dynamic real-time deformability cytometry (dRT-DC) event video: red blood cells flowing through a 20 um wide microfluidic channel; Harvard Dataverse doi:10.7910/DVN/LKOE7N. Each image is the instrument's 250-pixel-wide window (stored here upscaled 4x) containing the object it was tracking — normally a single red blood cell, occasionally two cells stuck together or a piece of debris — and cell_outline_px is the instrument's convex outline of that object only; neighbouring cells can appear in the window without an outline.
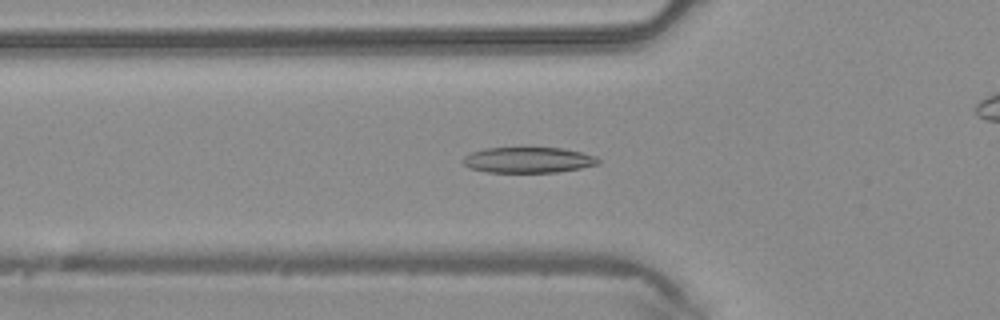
{"species": "common noctule bat (a hibernating species)", "species_latin": "Nyctalus noctula", "temperature_condition": "warm", "stored_images_in_passage": 48, "camera_frame_rate_fps": 3000, "um_per_image_px": 0.085, "animal": {"sex": "male", "body_mass_g": 20.4}, "frame": {"image": 1, "passage_image": 16, "time_ms": 5.0, "image_size_px": [1000, 320], "cell_outline_px": [[600, 164], [580, 168], [556, 172], [488, 172], [468, 168], [464, 164], [464, 156], [472, 152], [484, 148], [524, 144], [564, 148], [596, 156], [600, 160]], "centroid_in_image_um": [44.89, 13.54], "position_along_channel_um": 80.9, "area_um2": 21.33}}
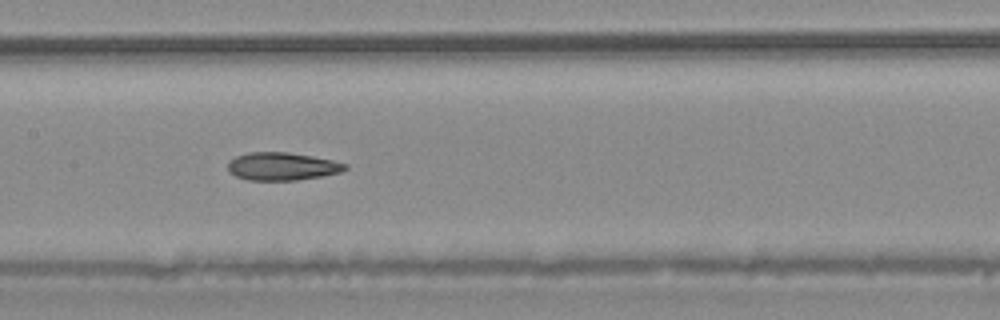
{"frame": {"image": 2, "passage_image": 23, "time_ms": 7.333, "image_size_px": [1000, 320], "cell_outline_px": [[348, 168], [340, 172], [320, 176], [296, 180], [248, 180], [236, 176], [228, 172], [228, 160], [236, 156], [248, 152], [288, 152], [312, 156], [332, 160], [348, 164]], "centroid_in_image_um": [23.95, 14.13], "position_along_channel_um": 183.5, "area_um2": 19.07}}
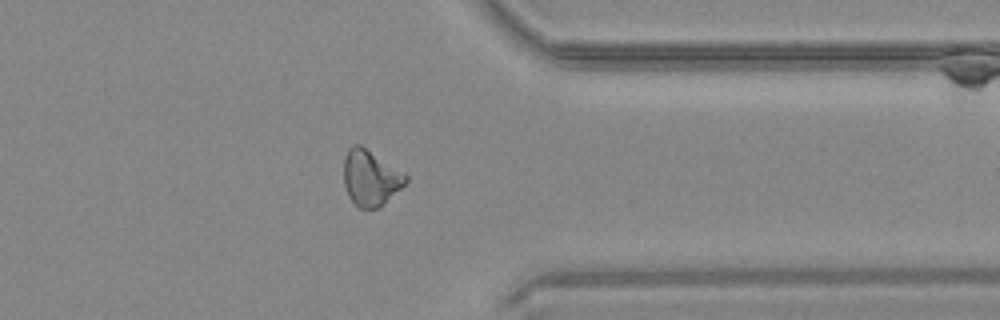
{"frame": {"image": 3, "passage_image": 37, "time_ms": 12.0, "image_size_px": [1000, 320], "cell_outline_px": [[408, 180], [380, 208], [360, 208], [348, 196], [344, 184], [344, 156], [348, 148], [352, 144], [360, 144], [404, 172], [408, 176]], "centroid_in_image_um": [31.48, 15.1], "position_along_channel_um": 379.9, "area_um2": 20.11}}